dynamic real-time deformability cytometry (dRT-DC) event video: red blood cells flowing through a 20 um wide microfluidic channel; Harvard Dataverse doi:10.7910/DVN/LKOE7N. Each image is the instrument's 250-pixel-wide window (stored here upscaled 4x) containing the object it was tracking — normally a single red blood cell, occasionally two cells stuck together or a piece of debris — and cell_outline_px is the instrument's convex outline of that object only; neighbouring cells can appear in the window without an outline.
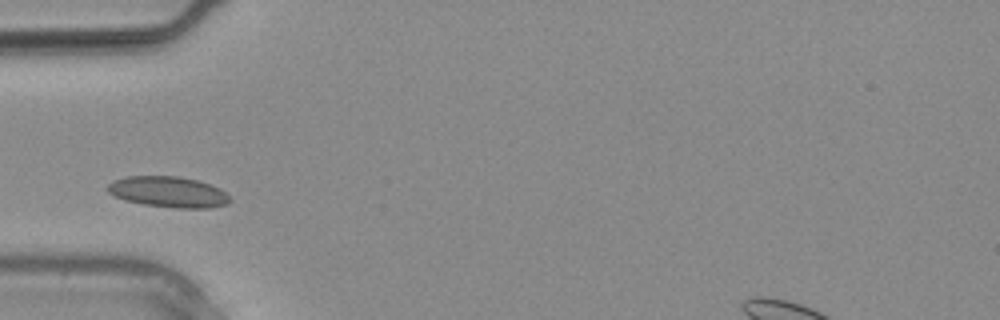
{"species": "common noctule bat (a hibernating species)", "species_latin": "Nyctalus noctula", "temperature_condition": "warm", "stored_images_in_passage": 19, "camera_frame_rate_fps": 3000, "um_per_image_px": 0.085, "animal": {"sex": "male", "body_mass_g": 20.4}, "frame": {"image": 1, "passage_image": 4, "time_ms": 1.0, "image_size_px": [1000, 320], "cell_outline_px": [[232, 200], [228, 204], [208, 208], [176, 208], [144, 204], [124, 200], [108, 192], [108, 184], [112, 180], [128, 176], [176, 176], [196, 180], [220, 188]], "centroid_in_image_um": [14.31, 16.31], "position_along_channel_um": 70.7, "area_um2": 21.85}}